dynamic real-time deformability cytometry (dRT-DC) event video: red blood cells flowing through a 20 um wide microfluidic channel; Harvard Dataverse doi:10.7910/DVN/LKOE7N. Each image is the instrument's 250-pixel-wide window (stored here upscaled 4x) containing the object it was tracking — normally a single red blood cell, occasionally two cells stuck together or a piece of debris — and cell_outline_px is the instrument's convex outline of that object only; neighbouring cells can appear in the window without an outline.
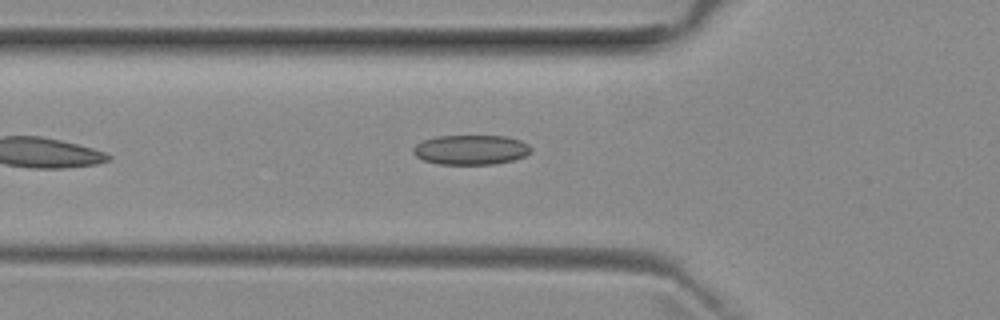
{"species": "common noctule bat (a hibernating species)", "species_latin": "Nyctalus noctula", "temperature_condition": "room temperature", "stored_images_in_passage": 32, "camera_frame_rate_fps": 3000, "um_per_image_px": 0.085, "animal": {"sex": "female", "body_mass_g": 29.2, "forearm_length_mm": 56.3}, "frame": {"image": 1, "passage_image": 4, "time_ms": 1.0, "image_size_px": [1000, 320], "cell_outline_px": [[532, 152], [524, 156], [512, 160], [492, 164], [440, 164], [424, 160], [416, 156], [412, 152], [412, 148], [416, 144], [424, 140], [436, 136], [504, 136], [520, 140], [528, 144], [532, 148]], "centroid_in_image_um": [40.02, 12.73], "position_along_channel_um": 85.8, "area_um2": 20.35}}
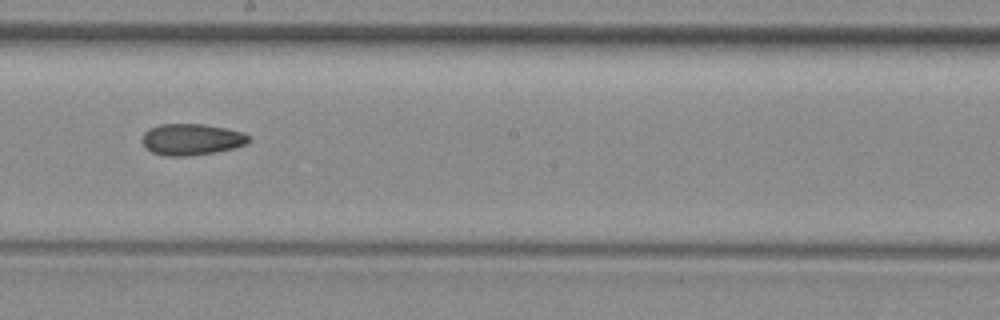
{"frame": {"image": 2, "passage_image": 15, "time_ms": 4.667, "image_size_px": [1000, 320], "cell_outline_px": [[248, 140], [244, 144], [232, 148], [216, 152], [192, 156], [164, 156], [152, 152], [144, 144], [144, 132], [148, 128], [160, 124], [204, 124], [228, 128], [244, 132], [248, 136]], "centroid_in_image_um": [16.28, 11.84], "position_along_channel_um": 231.9, "area_um2": 19.42}}
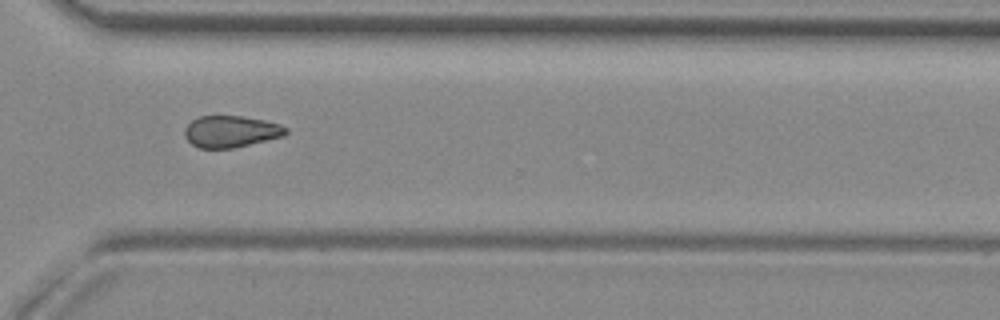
{"frame": {"image": 3, "passage_image": 24, "time_ms": 7.667, "image_size_px": [1000, 320], "cell_outline_px": [[288, 132], [284, 136], [232, 148], [200, 148], [192, 144], [184, 136], [184, 128], [192, 120], [200, 116], [244, 116], [264, 120], [280, 124], [288, 128]], "centroid_in_image_um": [19.63, 11.17], "position_along_channel_um": 351.0, "area_um2": 18.67}, "authors_computed_cell_mechanics": {"area_um2": 19.3341, "velocity_mm_per_s": 3.9713, "shape_relaxation_time_tau1_ms": null, "shape_relaxation_time_tau2_ms": 7.2108, "deformation_change_tau1": null, "deformation_change_tau2": 0.1441}}